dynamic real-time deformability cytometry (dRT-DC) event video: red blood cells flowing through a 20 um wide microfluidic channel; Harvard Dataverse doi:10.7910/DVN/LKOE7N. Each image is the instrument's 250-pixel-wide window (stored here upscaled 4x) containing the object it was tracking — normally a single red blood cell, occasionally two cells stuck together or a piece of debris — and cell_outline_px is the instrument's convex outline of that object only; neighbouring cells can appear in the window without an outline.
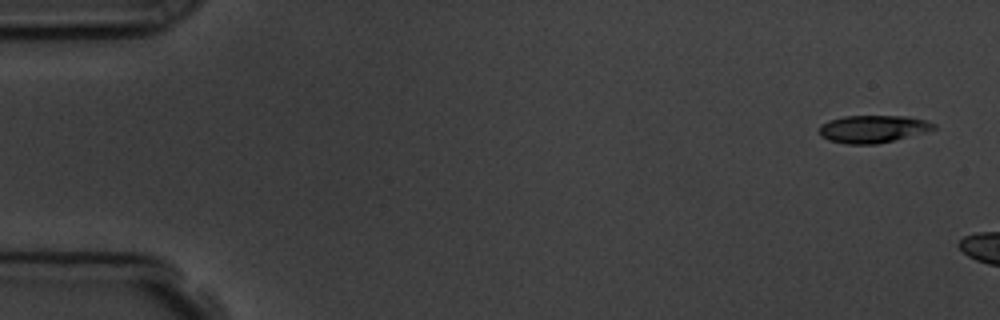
{"species": "common noctule bat (a hibernating species)", "species_latin": "Nyctalus noctula", "temperature_condition": "room temperature", "stored_images_in_passage": 3, "camera_frame_rate_fps": 3000, "um_per_image_px": 0.085, "animal": {"sex": "male", "body_mass_g": 19.5, "forearm_length_mm": 54.6}, "frame": {"image": 1, "passage_image": 1, "time_ms": 0.0, "image_size_px": [1000, 320], "cell_outline_px": [[936, 128], [924, 132], [876, 144], [848, 144], [828, 140], [820, 136], [820, 124], [828, 120], [844, 116], [908, 116], [924, 120], [936, 124]], "centroid_in_image_um": [74.15, 10.95], "position_along_channel_um": 10.8, "area_um2": 18.21}}